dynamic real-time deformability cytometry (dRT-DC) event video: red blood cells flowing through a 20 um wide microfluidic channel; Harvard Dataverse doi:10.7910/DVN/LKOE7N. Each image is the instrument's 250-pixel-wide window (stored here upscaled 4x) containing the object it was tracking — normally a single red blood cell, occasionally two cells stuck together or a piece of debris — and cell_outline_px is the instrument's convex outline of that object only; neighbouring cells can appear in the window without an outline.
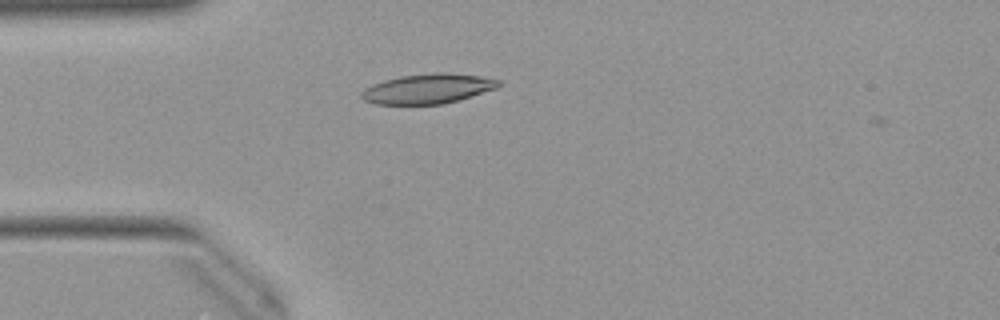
{"species": "Egyptian fruit bat (a non-hibernating species)", "species_latin": "Rousettus aegyptiacus", "temperature_condition": "warm", "stored_images_in_passage": 6, "camera_frame_rate_fps": 3000, "um_per_image_px": 0.085, "animal": {"sex": "female"}, "frame": {"image": 1, "passage_image": 5, "time_ms": 1.333, "image_size_px": [1000, 320], "cell_outline_px": [[500, 84], [496, 88], [444, 104], [376, 104], [364, 100], [360, 96], [360, 92], [364, 88], [372, 84], [384, 80], [400, 76], [432, 72], [444, 72], [480, 76], [500, 80]], "centroid_in_image_um": [36.32, 7.53], "position_along_channel_um": 48.7, "area_um2": 23.76}}